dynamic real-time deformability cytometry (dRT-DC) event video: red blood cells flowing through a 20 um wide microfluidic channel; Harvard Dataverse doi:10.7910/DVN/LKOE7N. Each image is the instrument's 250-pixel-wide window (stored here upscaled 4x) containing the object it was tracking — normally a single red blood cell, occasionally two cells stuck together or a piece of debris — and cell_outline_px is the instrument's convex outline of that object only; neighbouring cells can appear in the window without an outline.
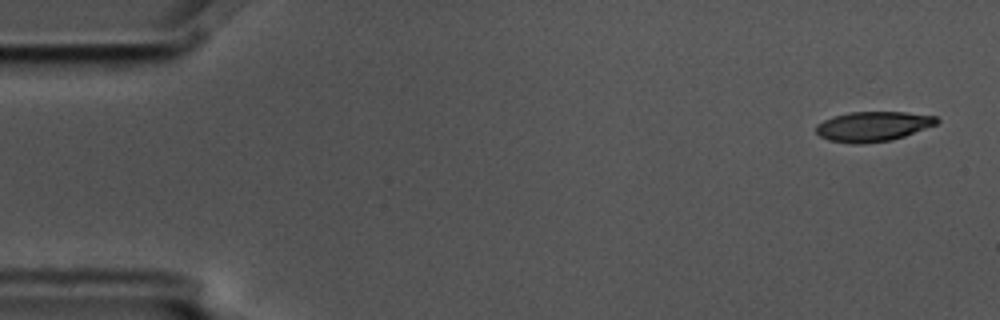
{"species": "common noctule bat (a hibernating species)", "species_latin": "Nyctalus noctula", "temperature_condition": "cold", "stored_images_in_passage": 4, "camera_frame_rate_fps": 3000, "um_per_image_px": 0.085, "animal": {"sex": "male", "body_mass_g": 17.5, "forearm_length_mm": 52.3}, "frame": {"image": 1, "passage_image": 1, "time_ms": 0.0, "image_size_px": [1000, 320], "cell_outline_px": [[940, 120], [936, 124], [904, 136], [892, 140], [864, 144], [852, 144], [828, 140], [820, 136], [816, 132], [816, 124], [832, 116], [848, 112], [904, 112], [936, 116]], "centroid_in_image_um": [74.17, 10.75], "position_along_channel_um": 10.8, "area_um2": 21.1}}